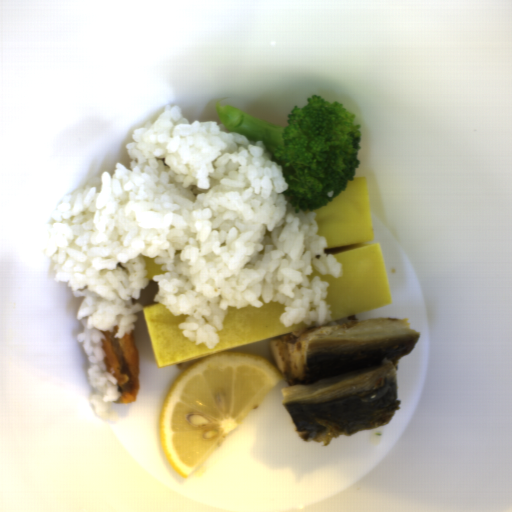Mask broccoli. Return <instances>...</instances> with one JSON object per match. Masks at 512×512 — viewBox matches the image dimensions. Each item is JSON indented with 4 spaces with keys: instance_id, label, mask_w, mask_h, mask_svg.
Returning a JSON list of instances; mask_svg holds the SVG:
<instances>
[{
    "instance_id": "1706d50b",
    "label": "broccoli",
    "mask_w": 512,
    "mask_h": 512,
    "mask_svg": "<svg viewBox=\"0 0 512 512\" xmlns=\"http://www.w3.org/2000/svg\"><path fill=\"white\" fill-rule=\"evenodd\" d=\"M308 104L294 105L280 127L231 105L215 103L216 114L226 132L235 131L249 141H262L277 164L282 166L288 189L282 194L294 214L322 209L355 181L361 164L362 125L354 124L356 113L344 103H330L313 94Z\"/></svg>"
}]
</instances>
